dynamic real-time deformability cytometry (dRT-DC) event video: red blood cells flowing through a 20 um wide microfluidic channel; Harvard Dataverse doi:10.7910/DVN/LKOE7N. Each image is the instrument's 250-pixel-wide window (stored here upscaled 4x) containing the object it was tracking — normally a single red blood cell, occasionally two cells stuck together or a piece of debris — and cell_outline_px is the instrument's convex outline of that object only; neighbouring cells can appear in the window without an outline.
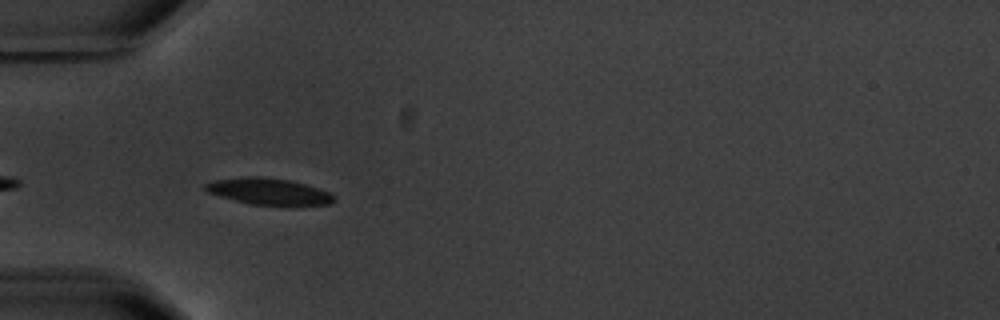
{"species": "common noctule bat (a hibernating species)", "species_latin": "Nyctalus noctula", "temperature_condition": "warm", "stored_images_in_passage": 10, "camera_frame_rate_fps": 3000, "um_per_image_px": 0.085, "animal": {"sex": "male", "body_mass_g": 20.1, "forearm_length_mm": 53.5}, "frame": {"image": 1, "passage_image": 5, "time_ms": 4.667, "image_size_px": [1000, 320], "cell_outline_px": [[336, 200], [328, 204], [252, 204], [220, 196], [208, 192], [204, 188], [204, 184], [216, 180], [244, 176], [260, 176], [288, 180], [304, 184], [328, 192], [336, 196]], "centroid_in_image_um": [22.81, 16.25], "position_along_channel_um": 62.2, "area_um2": 19.25}}
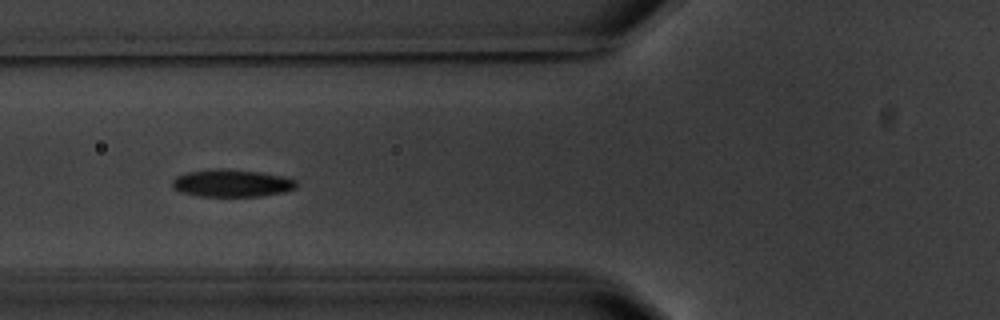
{"frame": {"image": 2, "passage_image": 6, "time_ms": 6.0, "image_size_px": [1000, 320], "cell_outline_px": [[296, 188], [284, 192], [260, 196], [200, 196], [180, 192], [172, 188], [172, 180], [176, 176], [188, 172], [212, 168], [224, 168], [260, 172], [280, 176], [296, 180]], "centroid_in_image_um": [19.66, 15.56], "position_along_channel_um": 106.1, "area_um2": 19.88}}
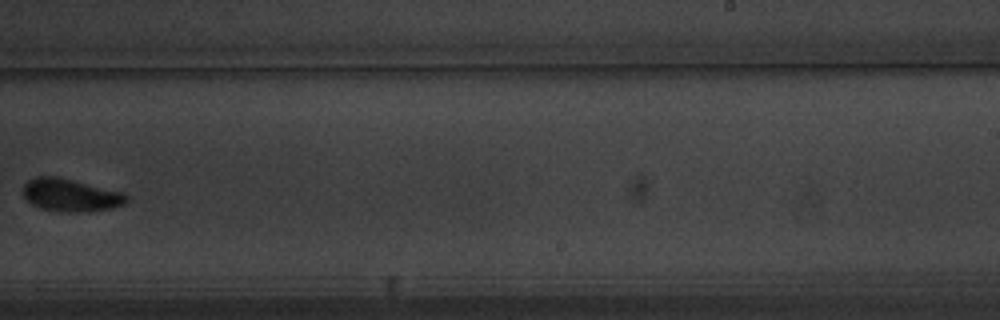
{"frame": {"image": 3, "passage_image": 10, "time_ms": 11.0, "image_size_px": [1000, 320], "cell_outline_px": [[128, 200], [124, 204], [112, 208], [76, 212], [60, 212], [40, 208], [32, 204], [24, 196], [24, 184], [28, 180], [36, 176], [56, 176], [124, 192], [128, 196]], "centroid_in_image_um": [6.01, 16.58], "position_along_channel_um": 283.0, "area_um2": 19.65}}